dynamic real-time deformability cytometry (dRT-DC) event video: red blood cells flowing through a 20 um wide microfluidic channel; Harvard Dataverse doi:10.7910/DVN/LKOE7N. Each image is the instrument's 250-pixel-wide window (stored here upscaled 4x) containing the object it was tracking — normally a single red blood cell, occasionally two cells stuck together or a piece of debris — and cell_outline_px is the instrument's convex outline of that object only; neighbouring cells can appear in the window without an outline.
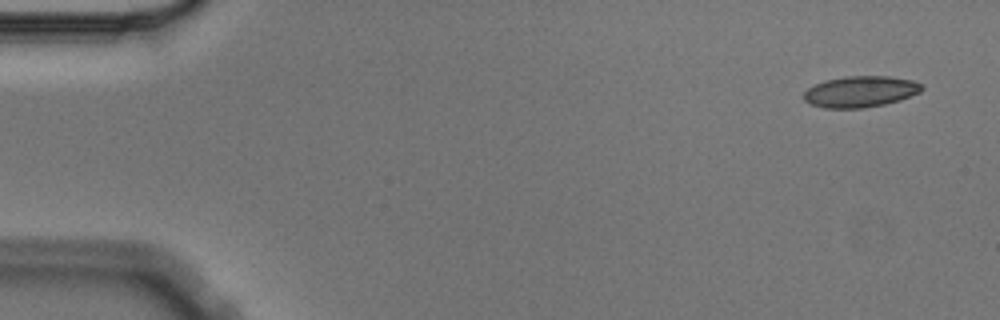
{"species": "Egyptian fruit bat (a non-hibernating species)", "species_latin": "Rousettus aegyptiacus", "temperature_condition": "cold", "stored_images_in_passage": 4, "camera_frame_rate_fps": 3000, "um_per_image_px": 0.085, "animal": {"sex": "male"}, "frame": {"image": 1, "passage_image": 1, "time_ms": 0.0, "image_size_px": [1000, 320], "cell_outline_px": [[924, 88], [920, 92], [900, 100], [884, 104], [864, 108], [824, 108], [808, 104], [804, 100], [804, 92], [808, 88], [824, 80], [844, 76], [888, 76], [912, 80], [920, 84]], "centroid_in_image_um": [73.11, 7.79], "position_along_channel_um": 11.9, "area_um2": 21.5}}
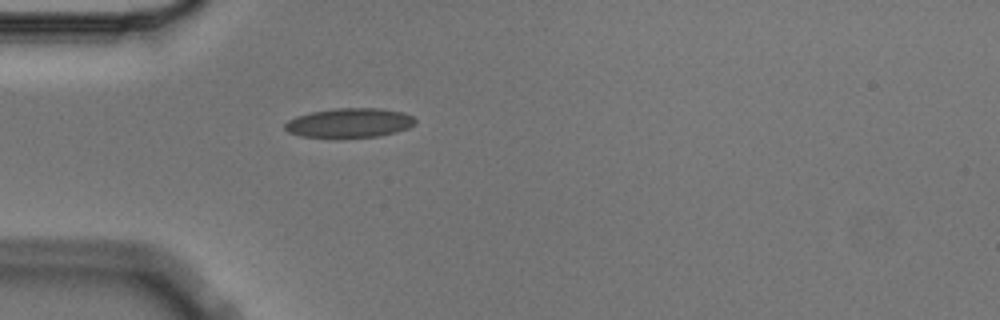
{"frame": {"image": 2, "passage_image": 4, "time_ms": 1.0, "image_size_px": [1000, 320], "cell_outline_px": [[416, 124], [408, 128], [396, 132], [380, 136], [300, 136], [288, 132], [284, 128], [284, 124], [288, 120], [296, 116], [312, 112], [336, 108], [380, 108], [404, 112], [412, 116], [416, 120]], "centroid_in_image_um": [29.74, 10.42], "position_along_channel_um": 55.3, "area_um2": 22.02}}